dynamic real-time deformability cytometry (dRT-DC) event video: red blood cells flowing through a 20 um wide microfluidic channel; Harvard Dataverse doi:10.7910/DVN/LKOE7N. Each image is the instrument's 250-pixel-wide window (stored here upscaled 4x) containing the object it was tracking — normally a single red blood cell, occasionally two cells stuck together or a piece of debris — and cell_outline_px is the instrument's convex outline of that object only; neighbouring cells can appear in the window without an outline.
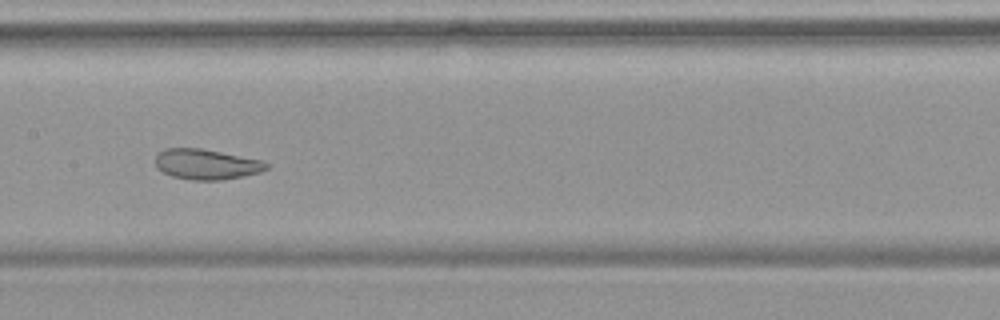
{"species": "common noctule bat (a hibernating species)", "species_latin": "Nyctalus noctula", "temperature_condition": "warm", "stored_images_in_passage": 38, "camera_frame_rate_fps": 3000, "um_per_image_px": 0.085, "animal": {"sex": "female", "body_mass_g": 19.9}, "frame": {"image": 1, "passage_image": 12, "time_ms": 3.667, "image_size_px": [1000, 320], "cell_outline_px": [[268, 168], [260, 172], [244, 176], [220, 180], [192, 180], [172, 176], [156, 168], [156, 156], [164, 148], [200, 148], [264, 160], [268, 164]], "centroid_in_image_um": [17.56, 13.96], "position_along_channel_um": 189.8, "area_um2": 19.65}, "authors_computed_cell_mechanics": {"area_um2": 21.0103, "velocity_mm_per_s": 3.7178, "shape_relaxation_time_tau1_ms": null, "shape_relaxation_time_tau2_ms": 1.3853, "deformation_change_tau1": null, "deformation_change_tau2": 0.0761}}